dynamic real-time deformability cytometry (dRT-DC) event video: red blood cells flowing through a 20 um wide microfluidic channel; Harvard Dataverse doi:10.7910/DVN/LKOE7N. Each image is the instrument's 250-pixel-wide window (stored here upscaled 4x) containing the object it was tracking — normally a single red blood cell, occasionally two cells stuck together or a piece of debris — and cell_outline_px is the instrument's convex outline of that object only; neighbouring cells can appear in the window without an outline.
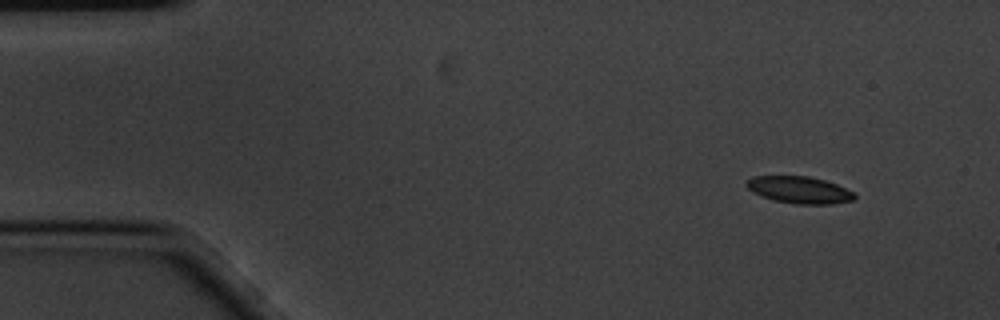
{"species": "common noctule bat (a hibernating species)", "species_latin": "Nyctalus noctula", "temperature_condition": "cold", "stored_images_in_passage": 5, "camera_frame_rate_fps": 3000, "um_per_image_px": 0.085, "animal": {"sex": "male", "body_mass_g": 20.1, "forearm_length_mm": 53.5}, "frame": {"image": 1, "passage_image": 5, "time_ms": 1.333, "image_size_px": [1000, 320], "cell_outline_px": [[856, 196], [852, 200], [832, 204], [796, 204], [776, 200], [752, 192], [744, 184], [752, 176], [808, 176], [824, 180], [836, 184], [856, 192]], "centroid_in_image_um": [67.97, 16.13], "position_along_channel_um": 17.0, "area_um2": 16.88}}